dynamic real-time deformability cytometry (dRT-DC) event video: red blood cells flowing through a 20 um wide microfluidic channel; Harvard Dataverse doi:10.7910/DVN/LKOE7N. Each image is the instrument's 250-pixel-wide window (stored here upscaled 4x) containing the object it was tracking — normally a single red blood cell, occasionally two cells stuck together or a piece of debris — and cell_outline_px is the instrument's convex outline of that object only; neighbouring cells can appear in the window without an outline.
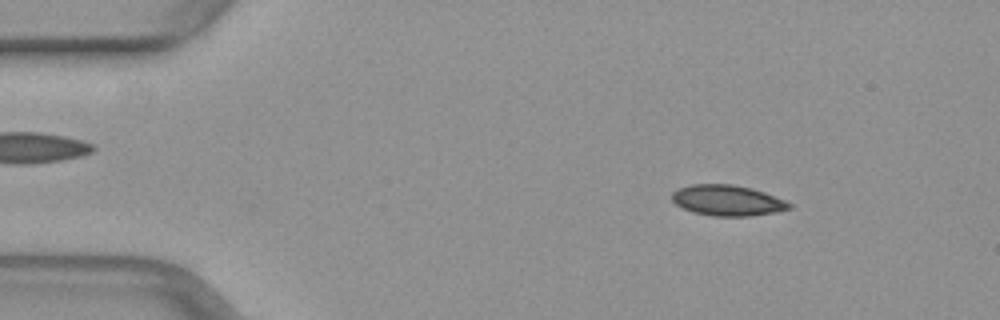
{"species": "common noctule bat (a hibernating species)", "species_latin": "Nyctalus noctula", "temperature_condition": "warm", "stored_images_in_passage": 19, "camera_frame_rate_fps": 3000, "um_per_image_px": 0.085, "animal": {"sex": "female", "body_mass_g": 29.2, "forearm_length_mm": 56.3}, "frame": {"image": 1, "passage_image": 7, "time_ms": 2.0, "image_size_px": [1000, 320], "cell_outline_px": [[792, 208], [776, 212], [748, 216], [712, 216], [692, 212], [676, 204], [672, 200], [672, 192], [680, 188], [692, 184], [732, 184], [752, 188], [764, 192], [784, 200], [792, 204]], "centroid_in_image_um": [61.83, 17.04], "position_along_channel_um": 23.2, "area_um2": 20.92}}
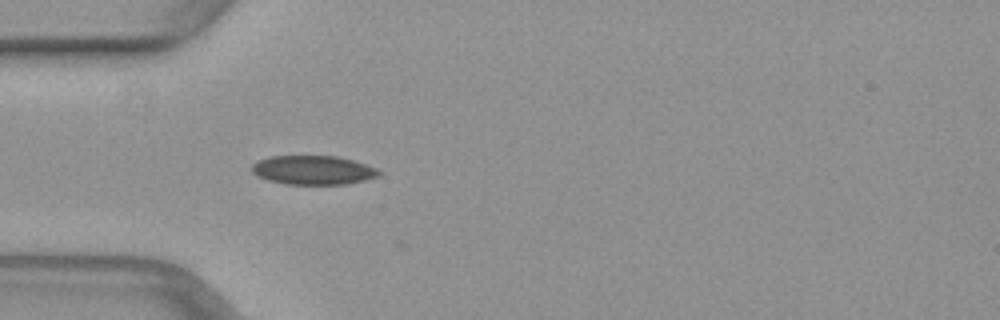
{"frame": {"image": 2, "passage_image": 15, "time_ms": 4.667, "image_size_px": [1000, 320], "cell_outline_px": [[384, 172], [380, 176], [348, 184], [284, 184], [268, 180], [256, 176], [252, 172], [252, 164], [260, 160], [272, 156], [336, 156], [352, 160], [376, 168]], "centroid_in_image_um": [26.63, 14.46], "position_along_channel_um": 58.4, "area_um2": 21.5}}
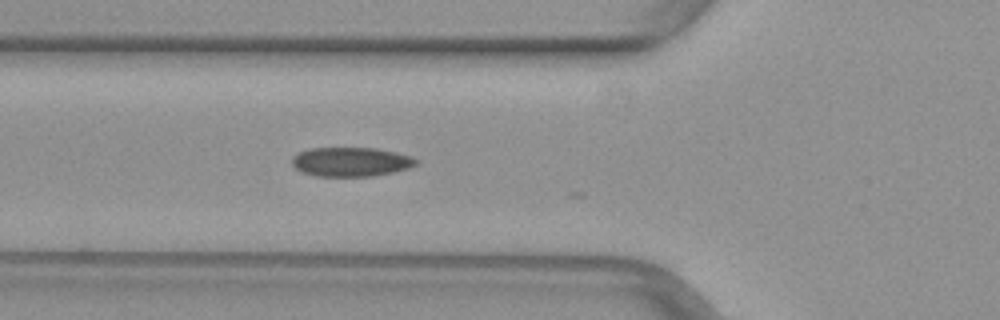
{"frame": {"image": 3, "passage_image": 18, "time_ms": 5.667, "image_size_px": [1000, 320], "cell_outline_px": [[420, 160], [416, 164], [408, 168], [392, 172], [372, 176], [316, 176], [300, 172], [292, 164], [292, 156], [308, 148], [376, 148], [396, 152], [412, 156]], "centroid_in_image_um": [29.82, 13.75], "position_along_channel_um": 96.0, "area_um2": 21.21}}